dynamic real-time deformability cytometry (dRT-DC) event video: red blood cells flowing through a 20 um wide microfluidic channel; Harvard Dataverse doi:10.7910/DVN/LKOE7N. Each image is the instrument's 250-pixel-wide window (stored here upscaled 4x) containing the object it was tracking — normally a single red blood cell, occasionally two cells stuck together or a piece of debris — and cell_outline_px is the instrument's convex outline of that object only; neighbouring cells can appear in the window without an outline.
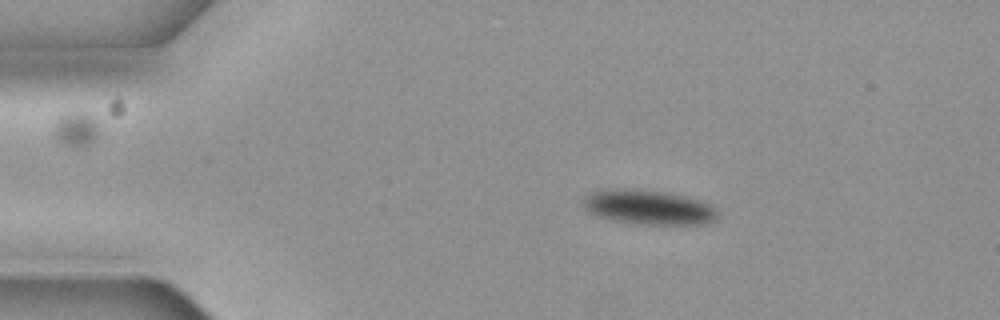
{"species": "common noctule bat (a hibernating species)", "species_latin": "Nyctalus noctula", "temperature_condition": "cold", "stored_images_in_passage": 4, "camera_frame_rate_fps": 3000, "um_per_image_px": 0.085, "animal": {"sex": "female", "body_mass_g": 19.3, "forearm_length_mm": 54.1}, "frame": {"image": 1, "passage_image": 3, "time_ms": 0.667, "image_size_px": [1000, 320], "cell_outline_px": [[720, 212], [716, 220], [708, 224], [640, 224], [612, 220], [596, 216], [588, 212], [584, 208], [584, 196], [588, 192], [600, 188], [636, 188], [668, 192], [688, 196], [704, 200], [712, 204]], "centroid_in_image_um": [55.15, 17.59], "position_along_channel_um": 29.9, "area_um2": 28.15}}